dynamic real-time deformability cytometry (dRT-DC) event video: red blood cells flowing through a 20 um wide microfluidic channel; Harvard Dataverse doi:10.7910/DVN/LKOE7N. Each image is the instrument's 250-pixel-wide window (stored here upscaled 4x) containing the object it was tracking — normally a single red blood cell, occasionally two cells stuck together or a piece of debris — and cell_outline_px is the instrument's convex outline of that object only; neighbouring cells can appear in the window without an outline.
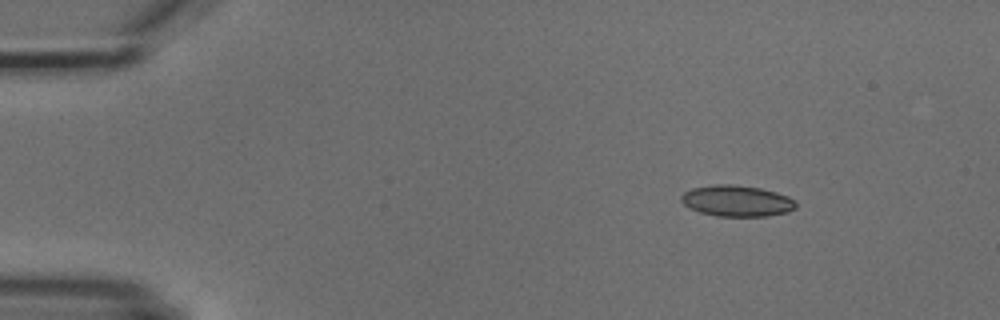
{"species": "common noctule bat (a hibernating species)", "species_latin": "Nyctalus noctula", "temperature_condition": "cold", "stored_images_in_passage": 3, "camera_frame_rate_fps": 3000, "um_per_image_px": 0.085, "animal": {"sex": "male", "body_mass_g": 18.8}, "frame": {"image": 1, "passage_image": 1, "time_ms": 0.0, "image_size_px": [1000, 320], "cell_outline_px": [[796, 208], [788, 212], [768, 216], [716, 216], [700, 212], [684, 204], [680, 200], [680, 196], [684, 192], [692, 188], [712, 184], [732, 184], [760, 188], [776, 192], [788, 196], [796, 200]], "centroid_in_image_um": [62.64, 17.07], "position_along_channel_um": 22.4, "area_um2": 20.92}}